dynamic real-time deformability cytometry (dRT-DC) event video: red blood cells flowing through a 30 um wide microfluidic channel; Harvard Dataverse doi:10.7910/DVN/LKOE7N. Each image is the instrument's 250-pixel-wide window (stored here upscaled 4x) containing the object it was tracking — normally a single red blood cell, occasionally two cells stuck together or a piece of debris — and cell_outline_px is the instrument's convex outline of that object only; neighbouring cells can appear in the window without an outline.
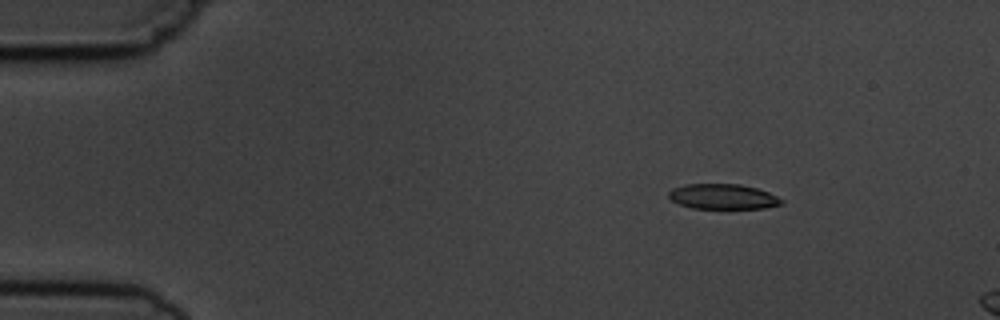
{"species": "common noctule bat (a hibernating species)", "species_latin": "Nyctalus noctula", "temperature_condition": "cold", "stored_images_in_passage": 3, "camera_frame_rate_fps": 3000, "um_per_image_px": 0.085, "animal": {"sex": "male", "body_mass_g": 19.5, "forearm_length_mm": 54.6}, "frame": {"image": 1, "passage_image": 1, "time_ms": 0.0, "image_size_px": [1000, 320], "cell_outline_px": [[784, 204], [764, 208], [692, 208], [680, 204], [672, 200], [668, 196], [668, 192], [672, 188], [684, 184], [740, 184], [756, 188], [768, 192], [784, 200]], "centroid_in_image_um": [61.45, 16.7], "position_along_channel_um": 23.6, "area_um2": 16.53}}